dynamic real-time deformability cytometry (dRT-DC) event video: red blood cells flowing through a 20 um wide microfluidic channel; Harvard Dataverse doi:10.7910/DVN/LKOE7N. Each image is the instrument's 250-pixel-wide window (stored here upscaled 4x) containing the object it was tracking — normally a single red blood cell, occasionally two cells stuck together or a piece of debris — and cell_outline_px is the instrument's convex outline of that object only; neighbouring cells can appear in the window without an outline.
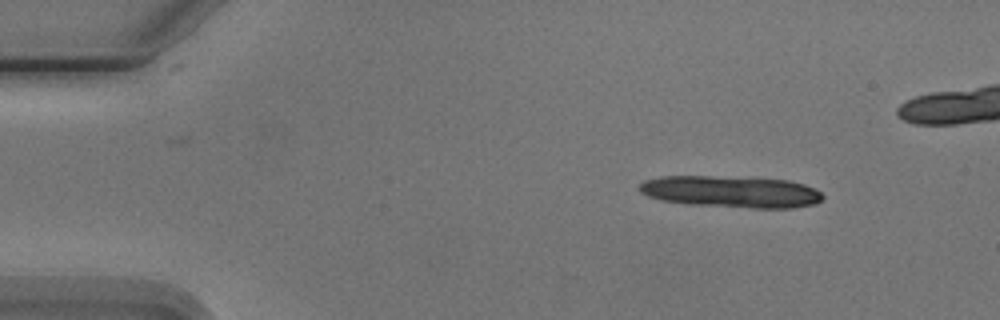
{"species": "Egyptian fruit bat (a non-hibernating species)", "species_latin": "Rousettus aegyptiacus", "temperature_condition": "cold", "stored_images_in_passage": 5, "camera_frame_rate_fps": 3000, "um_per_image_px": 0.085, "animal": {"sex": "male"}, "frame": {"image": 1, "passage_image": 1, "time_ms": 0.0, "image_size_px": [1000, 320], "cell_outline_px": [[824, 196], [816, 204], [792, 208], [752, 208], [692, 204], [664, 200], [648, 196], [640, 192], [640, 184], [644, 180], [660, 176], [708, 176], [788, 180], [804, 184], [820, 192]], "centroid_in_image_um": [62.15, 16.29], "position_along_channel_um": 22.8, "area_um2": 33.52}}